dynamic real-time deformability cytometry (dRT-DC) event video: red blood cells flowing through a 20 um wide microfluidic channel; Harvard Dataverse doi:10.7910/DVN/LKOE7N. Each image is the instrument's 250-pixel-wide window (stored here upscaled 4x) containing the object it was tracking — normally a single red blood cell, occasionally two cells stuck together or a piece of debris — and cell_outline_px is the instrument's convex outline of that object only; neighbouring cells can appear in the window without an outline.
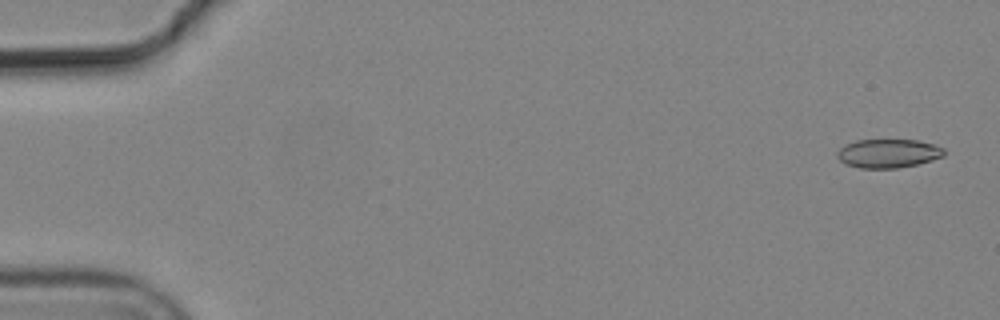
{"species": "common noctule bat (a hibernating species)", "species_latin": "Nyctalus noctula", "temperature_condition": "cold", "stored_images_in_passage": 5, "camera_frame_rate_fps": 3000, "um_per_image_px": 0.085, "animal": {"sex": "male", "body_mass_g": 19.2, "forearm_length_mm": 51.8}, "frame": {"image": 1, "passage_image": 1, "time_ms": 0.0, "image_size_px": [1000, 320], "cell_outline_px": [[944, 156], [932, 160], [900, 168], [860, 168], [844, 164], [836, 156], [836, 152], [844, 144], [856, 140], [916, 140], [932, 144], [944, 148]], "centroid_in_image_um": [75.46, 13.04], "position_along_channel_um": 9.5, "area_um2": 17.98}}
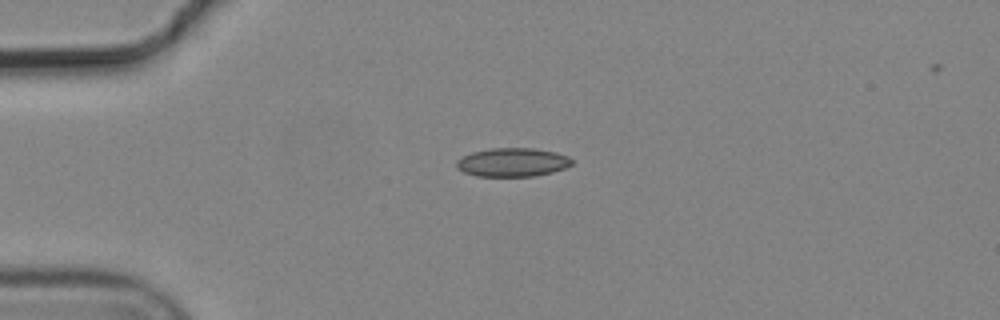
{"frame": {"image": 2, "passage_image": 4, "time_ms": 1.0, "image_size_px": [1000, 320], "cell_outline_px": [[572, 164], [564, 168], [552, 172], [536, 176], [476, 176], [464, 172], [456, 168], [456, 160], [472, 152], [492, 148], [532, 148], [556, 152], [568, 156], [572, 160]], "centroid_in_image_um": [43.55, 13.79], "position_along_channel_um": 41.4, "area_um2": 19.25}}